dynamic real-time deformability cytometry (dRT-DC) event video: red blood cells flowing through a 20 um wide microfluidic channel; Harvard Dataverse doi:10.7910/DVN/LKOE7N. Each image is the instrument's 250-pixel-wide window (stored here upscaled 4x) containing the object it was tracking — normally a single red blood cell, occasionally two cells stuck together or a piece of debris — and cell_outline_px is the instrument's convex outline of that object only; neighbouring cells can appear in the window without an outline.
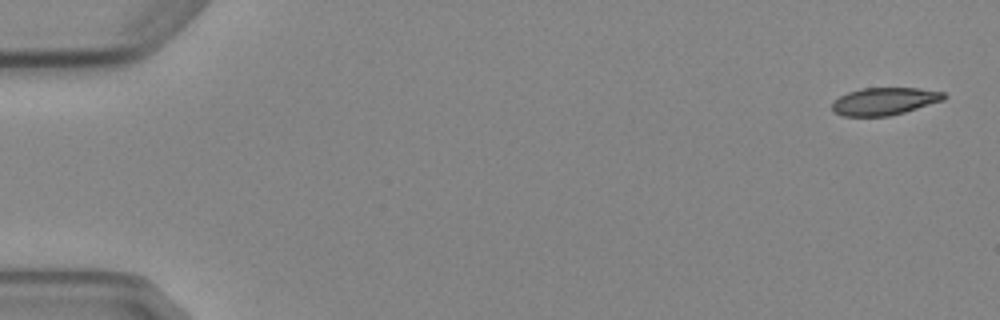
{"species": "Egyptian fruit bat (a non-hibernating species)", "species_latin": "Rousettus aegyptiacus", "temperature_condition": "cold", "stored_images_in_passage": 5, "camera_frame_rate_fps": 3000, "um_per_image_px": 0.085, "animal": {"sex": "female"}, "frame": {"image": 1, "passage_image": 1, "time_ms": 0.0, "image_size_px": [1000, 320], "cell_outline_px": [[948, 96], [944, 100], [904, 112], [888, 116], [844, 116], [832, 112], [832, 104], [840, 96], [848, 92], [860, 88], [920, 88], [944, 92]], "centroid_in_image_um": [75.19, 8.6], "position_along_channel_um": 9.8, "area_um2": 17.92}}
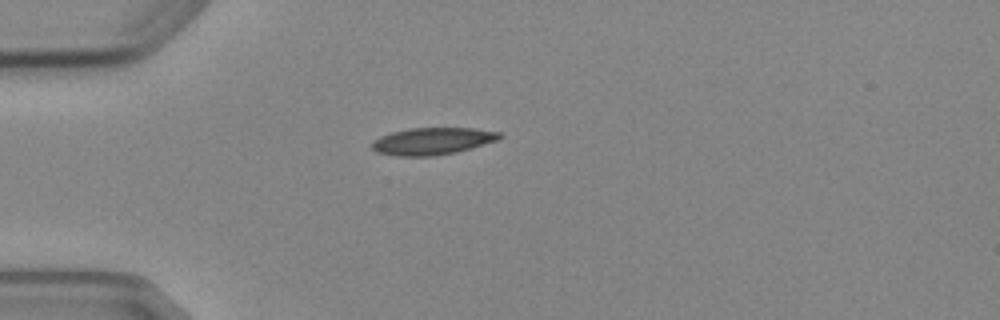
{"frame": {"image": 2, "passage_image": 4, "time_ms": 4.333, "image_size_px": [1000, 320], "cell_outline_px": [[504, 136], [500, 140], [472, 148], [456, 152], [432, 156], [396, 156], [376, 152], [372, 148], [372, 140], [380, 136], [392, 132], [408, 128], [472, 128], [500, 132]], "centroid_in_image_um": [36.78, 11.99], "position_along_channel_um": 48.2, "area_um2": 20.35}}